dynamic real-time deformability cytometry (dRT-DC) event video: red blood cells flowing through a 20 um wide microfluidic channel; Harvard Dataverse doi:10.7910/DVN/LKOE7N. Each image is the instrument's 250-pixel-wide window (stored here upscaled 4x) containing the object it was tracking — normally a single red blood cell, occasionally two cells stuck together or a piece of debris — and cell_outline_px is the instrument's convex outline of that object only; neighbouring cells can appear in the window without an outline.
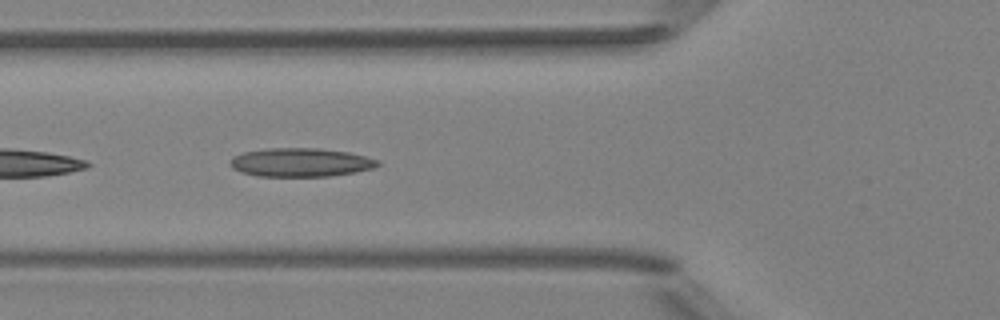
{"species": "Egyptian fruit bat (a non-hibernating species)", "species_latin": "Rousettus aegyptiacus", "temperature_condition": "room temperature", "stored_images_in_passage": 35, "camera_frame_rate_fps": 3000, "um_per_image_px": 0.085, "animal": {"sex": "female"}, "frame": {"image": 1, "passage_image": 3, "time_ms": 0.667, "image_size_px": [1000, 320], "cell_outline_px": [[380, 164], [372, 168], [356, 172], [332, 176], [256, 176], [240, 172], [232, 168], [228, 164], [228, 160], [232, 156], [244, 152], [268, 148], [316, 148], [348, 152], [380, 160]], "centroid_in_image_um": [25.51, 13.8], "position_along_channel_um": 100.3, "area_um2": 24.8}}
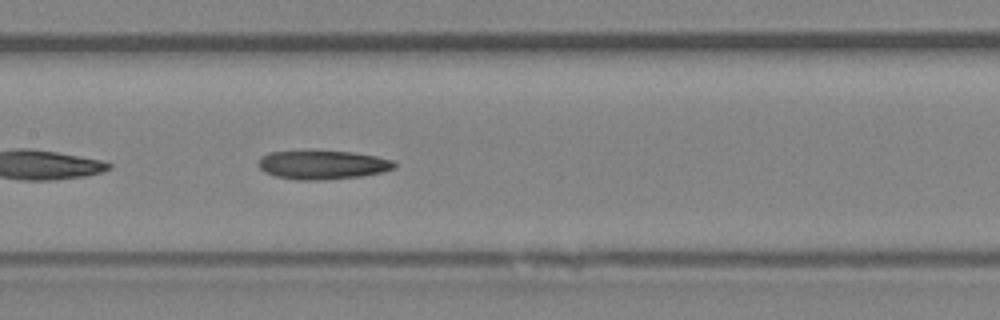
{"frame": {"image": 2, "passage_image": 9, "time_ms": 2.667, "image_size_px": [1000, 320], "cell_outline_px": [[396, 168], [384, 172], [360, 176], [320, 180], [296, 180], [276, 176], [264, 172], [256, 164], [260, 156], [268, 152], [352, 152], [376, 156], [392, 160], [396, 164]], "centroid_in_image_um": [27.41, 14.02], "position_along_channel_um": 180.0, "area_um2": 22.66}}
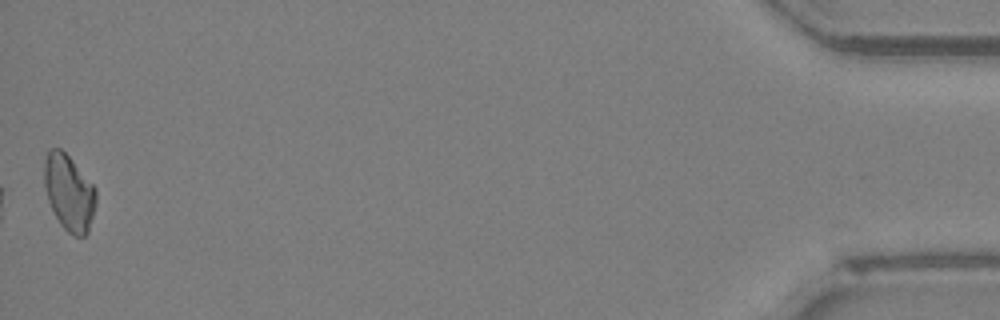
{"frame": {"image": 3, "passage_image": 35, "time_ms": 11.333, "image_size_px": [1000, 320], "cell_outline_px": [[96, 204], [88, 232], [84, 236], [72, 236], [60, 224], [48, 200], [44, 188], [44, 160], [48, 152], [52, 148], [60, 148], [72, 160], [96, 188]], "centroid_in_image_um": [5.87, 16.38], "position_along_channel_um": 429.3, "area_um2": 22.83}}